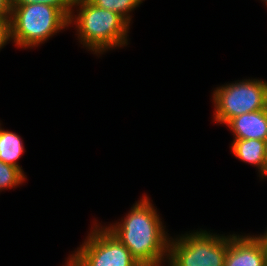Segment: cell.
<instances>
[{
  "mask_svg": "<svg viewBox=\"0 0 267 266\" xmlns=\"http://www.w3.org/2000/svg\"><path fill=\"white\" fill-rule=\"evenodd\" d=\"M125 216L105 228L130 250L141 266H164L171 236L149 197L142 196Z\"/></svg>",
  "mask_w": 267,
  "mask_h": 266,
  "instance_id": "cell-1",
  "label": "cell"
},
{
  "mask_svg": "<svg viewBox=\"0 0 267 266\" xmlns=\"http://www.w3.org/2000/svg\"><path fill=\"white\" fill-rule=\"evenodd\" d=\"M73 7L77 15L72 13L69 25H76L79 42L88 51L98 56L128 45L130 24L118 13L97 7L89 0H74Z\"/></svg>",
  "mask_w": 267,
  "mask_h": 266,
  "instance_id": "cell-2",
  "label": "cell"
},
{
  "mask_svg": "<svg viewBox=\"0 0 267 266\" xmlns=\"http://www.w3.org/2000/svg\"><path fill=\"white\" fill-rule=\"evenodd\" d=\"M69 26V19L54 6L40 3L12 5L11 41L17 48H33L44 44Z\"/></svg>",
  "mask_w": 267,
  "mask_h": 266,
  "instance_id": "cell-3",
  "label": "cell"
},
{
  "mask_svg": "<svg viewBox=\"0 0 267 266\" xmlns=\"http://www.w3.org/2000/svg\"><path fill=\"white\" fill-rule=\"evenodd\" d=\"M228 235L196 230L170 237L168 266H224Z\"/></svg>",
  "mask_w": 267,
  "mask_h": 266,
  "instance_id": "cell-4",
  "label": "cell"
},
{
  "mask_svg": "<svg viewBox=\"0 0 267 266\" xmlns=\"http://www.w3.org/2000/svg\"><path fill=\"white\" fill-rule=\"evenodd\" d=\"M212 99L214 121L226 125L237 116L267 108V81L254 78L221 85Z\"/></svg>",
  "mask_w": 267,
  "mask_h": 266,
  "instance_id": "cell-5",
  "label": "cell"
},
{
  "mask_svg": "<svg viewBox=\"0 0 267 266\" xmlns=\"http://www.w3.org/2000/svg\"><path fill=\"white\" fill-rule=\"evenodd\" d=\"M94 222L84 243L69 255L65 266H141L104 226Z\"/></svg>",
  "mask_w": 267,
  "mask_h": 266,
  "instance_id": "cell-6",
  "label": "cell"
},
{
  "mask_svg": "<svg viewBox=\"0 0 267 266\" xmlns=\"http://www.w3.org/2000/svg\"><path fill=\"white\" fill-rule=\"evenodd\" d=\"M224 266H267V252L250 234L228 235V249Z\"/></svg>",
  "mask_w": 267,
  "mask_h": 266,
  "instance_id": "cell-7",
  "label": "cell"
},
{
  "mask_svg": "<svg viewBox=\"0 0 267 266\" xmlns=\"http://www.w3.org/2000/svg\"><path fill=\"white\" fill-rule=\"evenodd\" d=\"M226 126L234 139H258L267 142V108L231 119Z\"/></svg>",
  "mask_w": 267,
  "mask_h": 266,
  "instance_id": "cell-8",
  "label": "cell"
},
{
  "mask_svg": "<svg viewBox=\"0 0 267 266\" xmlns=\"http://www.w3.org/2000/svg\"><path fill=\"white\" fill-rule=\"evenodd\" d=\"M267 142L258 139H233L231 152L239 160L257 167L259 177H267Z\"/></svg>",
  "mask_w": 267,
  "mask_h": 266,
  "instance_id": "cell-9",
  "label": "cell"
},
{
  "mask_svg": "<svg viewBox=\"0 0 267 266\" xmlns=\"http://www.w3.org/2000/svg\"><path fill=\"white\" fill-rule=\"evenodd\" d=\"M22 138L15 132L4 130L0 123V160L6 164L19 168L18 160L25 152Z\"/></svg>",
  "mask_w": 267,
  "mask_h": 266,
  "instance_id": "cell-10",
  "label": "cell"
},
{
  "mask_svg": "<svg viewBox=\"0 0 267 266\" xmlns=\"http://www.w3.org/2000/svg\"><path fill=\"white\" fill-rule=\"evenodd\" d=\"M92 4L97 7L110 10L118 13L123 17L129 24L131 23L132 15L130 13L139 7L145 0H89Z\"/></svg>",
  "mask_w": 267,
  "mask_h": 266,
  "instance_id": "cell-11",
  "label": "cell"
},
{
  "mask_svg": "<svg viewBox=\"0 0 267 266\" xmlns=\"http://www.w3.org/2000/svg\"><path fill=\"white\" fill-rule=\"evenodd\" d=\"M25 176L23 170L0 160V192L5 189L16 188L23 184L27 178Z\"/></svg>",
  "mask_w": 267,
  "mask_h": 266,
  "instance_id": "cell-12",
  "label": "cell"
},
{
  "mask_svg": "<svg viewBox=\"0 0 267 266\" xmlns=\"http://www.w3.org/2000/svg\"><path fill=\"white\" fill-rule=\"evenodd\" d=\"M40 3L58 8L68 19L74 12V0H12V5H28Z\"/></svg>",
  "mask_w": 267,
  "mask_h": 266,
  "instance_id": "cell-13",
  "label": "cell"
},
{
  "mask_svg": "<svg viewBox=\"0 0 267 266\" xmlns=\"http://www.w3.org/2000/svg\"><path fill=\"white\" fill-rule=\"evenodd\" d=\"M11 42L10 18L0 17V50Z\"/></svg>",
  "mask_w": 267,
  "mask_h": 266,
  "instance_id": "cell-14",
  "label": "cell"
},
{
  "mask_svg": "<svg viewBox=\"0 0 267 266\" xmlns=\"http://www.w3.org/2000/svg\"><path fill=\"white\" fill-rule=\"evenodd\" d=\"M12 0H0V17L11 18Z\"/></svg>",
  "mask_w": 267,
  "mask_h": 266,
  "instance_id": "cell-15",
  "label": "cell"
},
{
  "mask_svg": "<svg viewBox=\"0 0 267 266\" xmlns=\"http://www.w3.org/2000/svg\"><path fill=\"white\" fill-rule=\"evenodd\" d=\"M262 245L263 249L267 252V228L266 231L262 234L253 235Z\"/></svg>",
  "mask_w": 267,
  "mask_h": 266,
  "instance_id": "cell-16",
  "label": "cell"
}]
</instances>
